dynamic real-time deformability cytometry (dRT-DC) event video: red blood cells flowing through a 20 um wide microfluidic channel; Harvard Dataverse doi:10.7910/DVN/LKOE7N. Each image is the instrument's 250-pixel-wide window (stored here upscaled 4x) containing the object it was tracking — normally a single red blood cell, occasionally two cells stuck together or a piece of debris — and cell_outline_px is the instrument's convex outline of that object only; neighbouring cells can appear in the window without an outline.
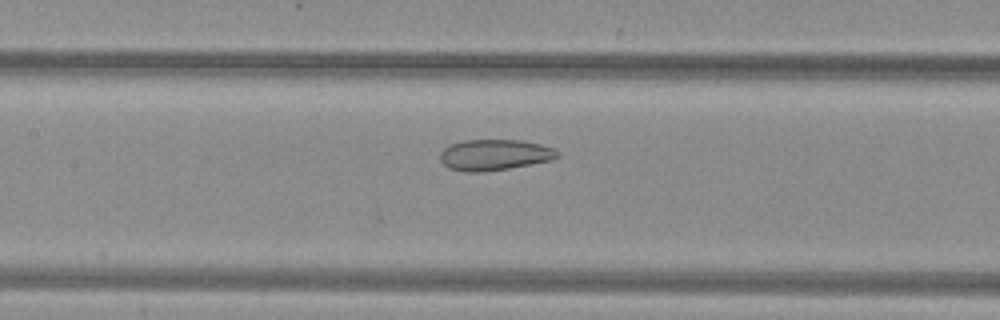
{"species": "common noctule bat (a hibernating species)", "species_latin": "Nyctalus noctula", "temperature_condition": "warm", "stored_images_in_passage": 42, "camera_frame_rate_fps": 3000, "um_per_image_px": 0.085, "animal": {"sex": "female", "body_mass_g": 29.2, "forearm_length_mm": 56.3}, "frame": {"image": 1, "passage_image": 15, "time_ms": 4.667, "image_size_px": [1000, 320], "cell_outline_px": [[560, 156], [552, 160], [532, 164], [484, 172], [464, 172], [448, 168], [440, 160], [440, 152], [444, 148], [452, 144], [464, 140], [520, 140], [540, 144], [552, 148], [560, 152]], "centroid_in_image_um": [42.03, 13.17], "position_along_channel_um": 165.4, "area_um2": 21.21}}
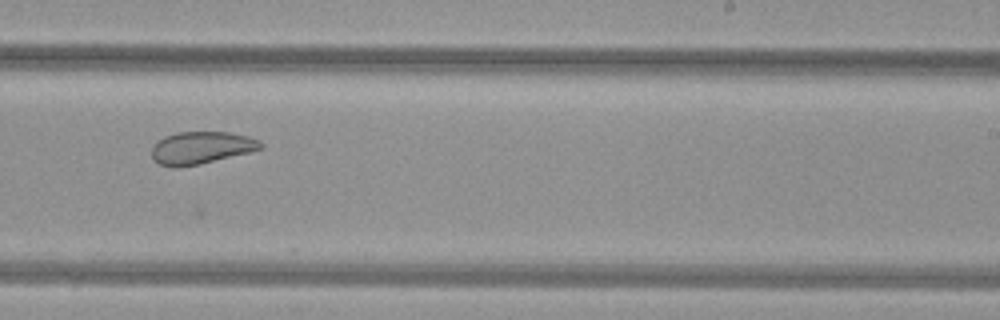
{"frame": {"image": 2, "passage_image": 23, "time_ms": 7.333, "image_size_px": [1000, 320], "cell_outline_px": [[264, 148], [200, 164], [176, 168], [172, 168], [160, 164], [152, 156], [152, 148], [164, 136], [176, 132], [228, 132], [248, 136], [260, 140], [264, 144]], "centroid_in_image_um": [17.13, 12.56], "position_along_channel_um": 271.9, "area_um2": 20.46}}
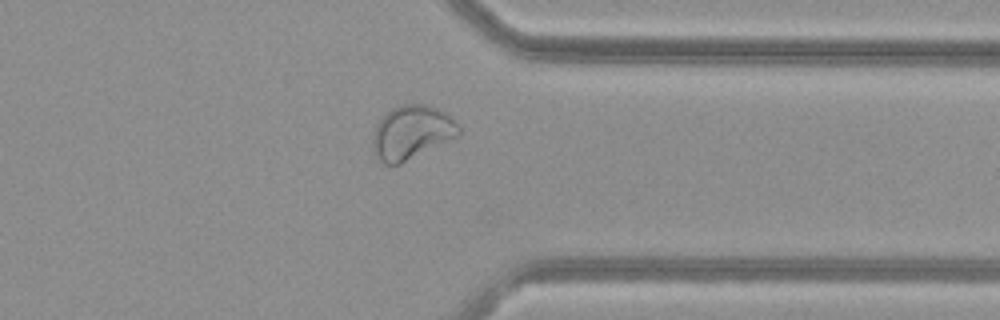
{"frame": {"image": 3, "passage_image": 31, "time_ms": 10.0, "image_size_px": [1000, 320], "cell_outline_px": [[460, 136], [400, 164], [384, 164], [376, 160], [372, 152], [372, 140], [376, 128], [380, 120], [392, 108], [400, 104], [424, 104], [436, 108], [444, 112], [460, 128]], "centroid_in_image_um": [34.97, 11.29], "position_along_channel_um": 376.4, "area_um2": 26.93}, "authors_computed_cell_mechanics": {"area_um2": 25.2875, "velocity_mm_per_s": 3.9862, "shape_relaxation_time_tau1_ms": null, "shape_relaxation_time_tau2_ms": 2.0438, "deformation_change_tau1": null, "deformation_change_tau2": 0.067}}